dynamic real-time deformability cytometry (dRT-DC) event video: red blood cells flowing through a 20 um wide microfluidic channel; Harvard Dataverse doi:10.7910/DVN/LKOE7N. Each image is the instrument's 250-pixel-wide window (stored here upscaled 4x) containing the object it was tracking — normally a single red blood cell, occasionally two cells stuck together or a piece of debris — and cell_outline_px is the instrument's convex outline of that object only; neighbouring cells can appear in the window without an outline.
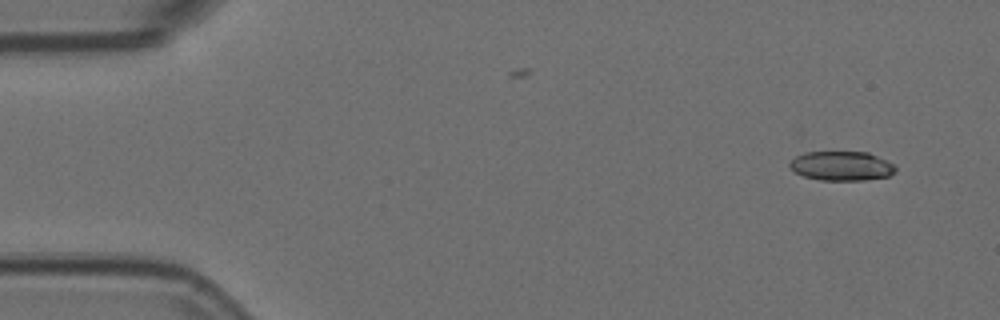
{"species": "Egyptian fruit bat (a non-hibernating species)", "species_latin": "Rousettus aegyptiacus", "temperature_condition": "room temperature", "stored_images_in_passage": 2, "camera_frame_rate_fps": 3000, "um_per_image_px": 0.085, "animal": {"sex": "female"}, "frame": {"image": 1, "passage_image": 2, "time_ms": 0.333, "image_size_px": [1000, 320], "cell_outline_px": [[896, 172], [888, 176], [864, 180], [820, 180], [804, 176], [796, 172], [788, 164], [796, 156], [804, 152], [868, 152], [896, 164]], "centroid_in_image_um": [71.57, 14.1], "position_along_channel_um": 13.4, "area_um2": 18.09}}